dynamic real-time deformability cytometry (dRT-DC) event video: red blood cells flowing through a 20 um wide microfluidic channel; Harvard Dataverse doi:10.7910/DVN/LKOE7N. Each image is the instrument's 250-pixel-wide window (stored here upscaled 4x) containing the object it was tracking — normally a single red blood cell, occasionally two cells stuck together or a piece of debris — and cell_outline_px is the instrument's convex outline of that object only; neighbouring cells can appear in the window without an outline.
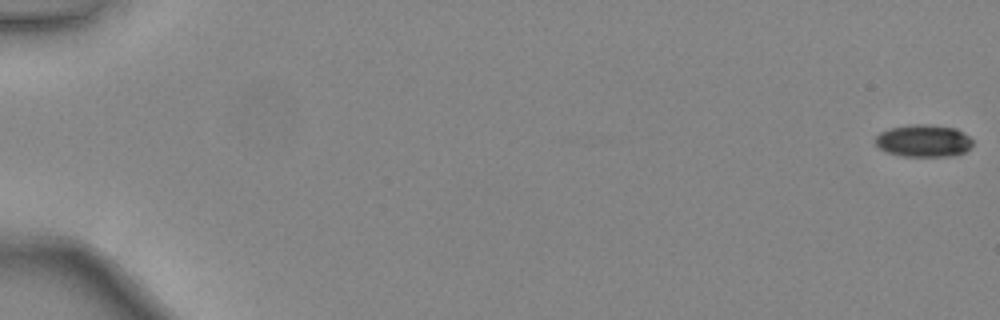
{"species": "common noctule bat (a hibernating species)", "species_latin": "Nyctalus noctula", "temperature_condition": "warm", "stored_images_in_passage": 48, "camera_frame_rate_fps": 3000, "um_per_image_px": 0.085, "animal": {"sex": "female", "body_mass_g": 24.6, "forearm_length_mm": 56.2}, "frame": {"image": 1, "passage_image": 1, "time_ms": 0.0, "image_size_px": [1000, 320], "cell_outline_px": [[972, 144], [964, 152], [952, 156], [900, 156], [888, 152], [880, 148], [876, 144], [876, 136], [880, 132], [888, 128], [912, 124], [928, 124], [956, 128], [964, 132], [972, 140]], "centroid_in_image_um": [78.5, 11.95], "position_along_channel_um": 6.5, "area_um2": 18.32}}
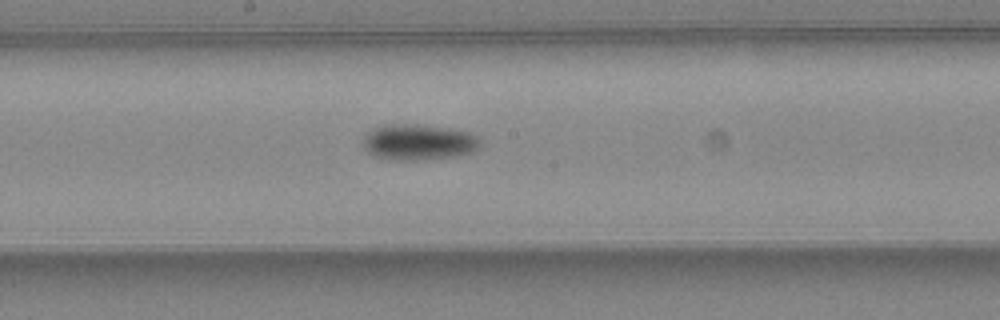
{"frame": {"image": 2, "passage_image": 28, "time_ms": 9.0, "image_size_px": [1000, 320], "cell_outline_px": [[480, 148], [472, 152], [456, 156], [416, 160], [392, 160], [376, 156], [368, 152], [364, 148], [364, 136], [372, 128], [388, 124], [416, 124], [452, 128], [468, 132], [480, 136]], "centroid_in_image_um": [35.61, 12.07], "position_along_channel_um": 212.6, "area_um2": 24.68}}
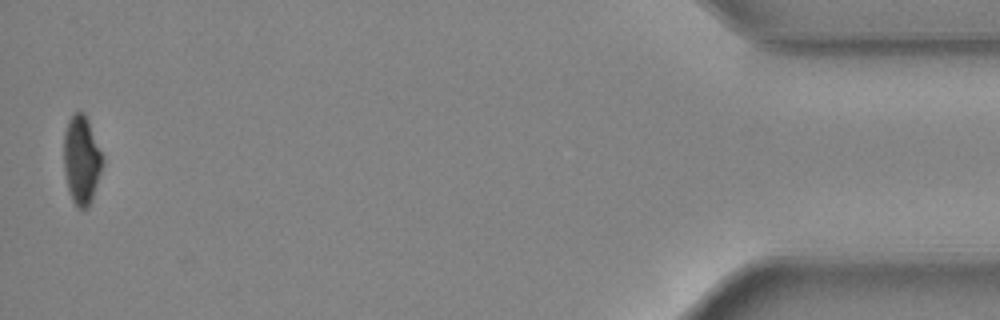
{"frame": {"image": 3, "passage_image": 48, "time_ms": 15.667, "image_size_px": [1000, 320], "cell_outline_px": [[104, 164], [88, 208], [76, 208], [72, 200], [68, 188], [64, 172], [64, 132], [68, 120], [76, 112], [84, 112], [88, 120], [104, 156]], "centroid_in_image_um": [6.94, 13.59], "position_along_channel_um": 428.3, "area_um2": 20.11}, "authors_computed_cell_mechanics": {"area_um2": 21.7617, "velocity_mm_per_s": 4.4671, "shape_relaxation_time_tau1_ms": 2.8068, "shape_relaxation_time_tau2_ms": null, "deformation_change_tau1": 0.1067, "deformation_change_tau2": null}}